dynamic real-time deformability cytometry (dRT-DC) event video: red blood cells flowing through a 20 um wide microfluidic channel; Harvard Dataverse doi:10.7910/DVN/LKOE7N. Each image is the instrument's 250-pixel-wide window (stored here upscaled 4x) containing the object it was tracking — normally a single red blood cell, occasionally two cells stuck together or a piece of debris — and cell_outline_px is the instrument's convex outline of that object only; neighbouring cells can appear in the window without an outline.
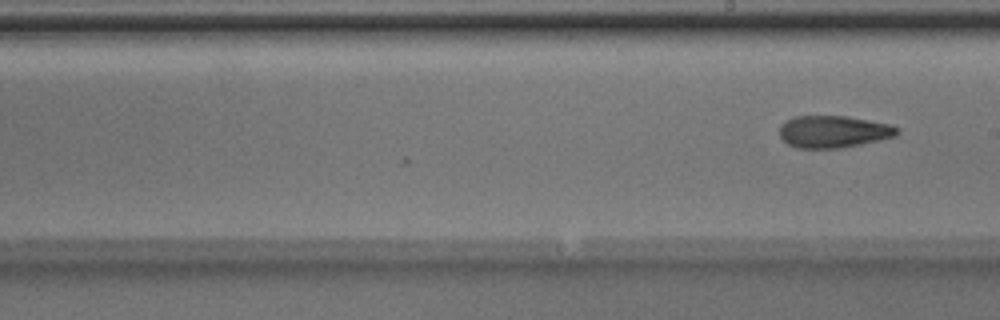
{"species": "Egyptian fruit bat (a non-hibernating species)", "species_latin": "Rousettus aegyptiacus", "temperature_condition": "room temperature", "stored_images_in_passage": 28, "camera_frame_rate_fps": 3000, "um_per_image_px": 0.085, "animal": {"sex": "male"}, "frame": {"image": 1, "passage_image": 28, "time_ms": 9.0, "image_size_px": [1000, 320], "cell_outline_px": [[900, 132], [896, 136], [880, 140], [840, 148], [796, 148], [788, 144], [780, 136], [780, 124], [784, 120], [796, 116], [848, 116], [888, 124], [900, 128]], "centroid_in_image_um": [70.84, 11.18], "position_along_channel_um": 218.2, "area_um2": 22.08}}